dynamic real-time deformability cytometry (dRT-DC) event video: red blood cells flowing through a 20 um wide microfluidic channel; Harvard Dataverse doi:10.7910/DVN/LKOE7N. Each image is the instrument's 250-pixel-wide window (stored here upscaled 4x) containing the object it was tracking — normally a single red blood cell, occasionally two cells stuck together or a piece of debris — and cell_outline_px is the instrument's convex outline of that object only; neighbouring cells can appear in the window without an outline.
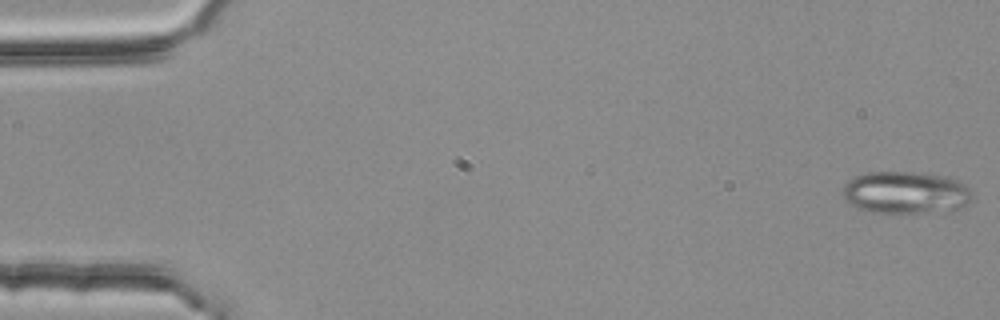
{"species": "common noctule bat (a hibernating species)", "species_latin": "Nyctalus noctula", "temperature_condition": "room temperature", "stored_images_in_passage": 5, "camera_frame_rate_fps": 3000, "um_per_image_px": 0.085, "animal": {"sex": "female", "body_mass_g": 25.1}, "frame": {"image": 1, "passage_image": 1, "time_ms": 0.0, "image_size_px": [1000, 320], "cell_outline_px": [[972, 196], [968, 204], [960, 208], [912, 216], [872, 212], [856, 208], [844, 200], [840, 192], [840, 188], [852, 176], [864, 172], [912, 172], [944, 176], [956, 180], [964, 184], [972, 192]], "centroid_in_image_um": [76.9, 16.41], "position_along_channel_um": 8.1, "area_um2": 33.12}}
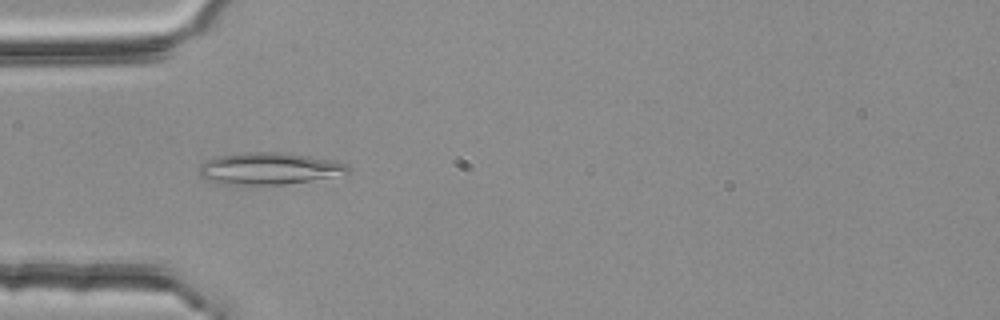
{"frame": {"image": 2, "passage_image": 4, "time_ms": 1.0, "image_size_px": [1000, 320], "cell_outline_px": [[352, 168], [348, 172], [308, 180], [284, 184], [220, 184], [208, 180], [200, 176], [200, 164], [216, 156], [248, 152], [284, 152], [336, 160], [348, 164]], "centroid_in_image_um": [22.86, 14.3], "position_along_channel_um": 62.1, "area_um2": 27.4}}